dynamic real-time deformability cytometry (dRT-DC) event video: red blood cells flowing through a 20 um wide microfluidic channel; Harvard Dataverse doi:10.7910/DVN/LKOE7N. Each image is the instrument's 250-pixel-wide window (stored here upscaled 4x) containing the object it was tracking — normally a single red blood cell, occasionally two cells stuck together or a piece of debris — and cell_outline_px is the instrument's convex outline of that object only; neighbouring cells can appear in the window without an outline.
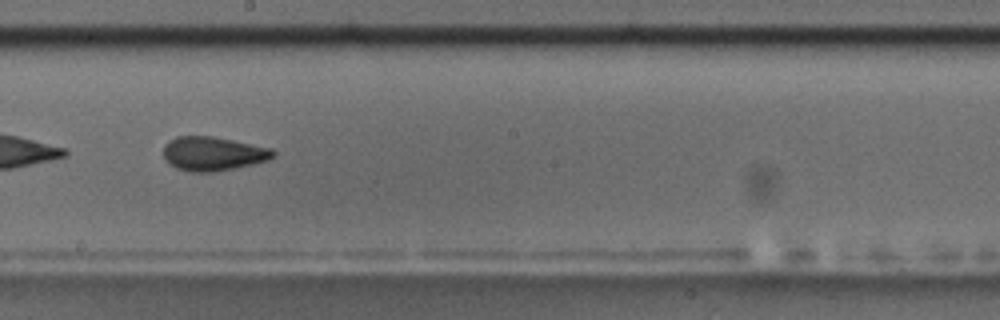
{"species": "common noctule bat (a hibernating species)", "species_latin": "Nyctalus noctula", "temperature_condition": "room temperature", "stored_images_in_passage": 55, "camera_frame_rate_fps": 3000, "um_per_image_px": 0.085, "animal": {"sex": "male", "body_mass_g": 17.5, "forearm_length_mm": 52.3}, "frame": {"image": 1, "passage_image": 31, "time_ms": 10.0, "image_size_px": [1000, 320], "cell_outline_px": [[276, 156], [268, 160], [236, 168], [212, 172], [192, 172], [176, 168], [168, 164], [164, 160], [164, 144], [168, 140], [176, 136], [212, 136], [272, 148], [276, 152]], "centroid_in_image_um": [18.09, 13.06], "position_along_channel_um": 230.1, "area_um2": 21.96}, "authors_computed_cell_mechanics": {"area_um2": 21.8484, "velocity_mm_per_s": 3.6514, "shape_relaxation_time_tau1_ms": 6.6541, "shape_relaxation_time_tau2_ms": 2.0807, "deformation_change_tau1": 0.1543, "deformation_change_tau2": 0.0865}}